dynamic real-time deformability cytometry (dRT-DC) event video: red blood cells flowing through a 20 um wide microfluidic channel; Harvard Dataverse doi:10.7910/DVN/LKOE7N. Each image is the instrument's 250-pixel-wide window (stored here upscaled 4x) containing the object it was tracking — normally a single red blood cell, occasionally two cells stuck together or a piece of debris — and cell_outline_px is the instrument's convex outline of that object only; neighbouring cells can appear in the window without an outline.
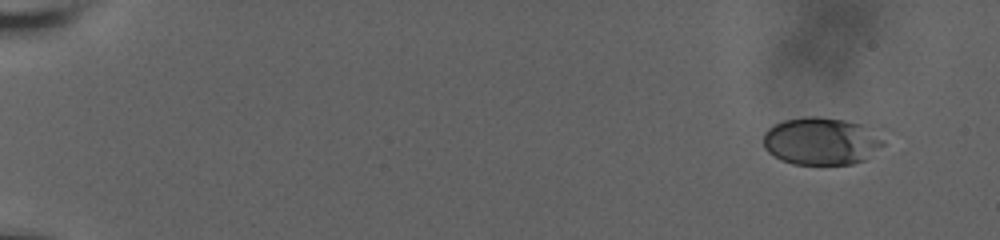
{"species": "human", "species_latin": "Homo sapiens", "temperature_condition": "room temperature", "stored_images_in_passage": 13, "camera_frame_rate_fps": 3000, "um_per_image_px": 0.085, "donor": {"sex": "male"}, "frame": {"image": 1, "passage_image": 1, "time_ms": 0.0, "image_size_px": [1000, 240], "cell_outline_px": [[884, 144], [864, 160], [852, 164], [792, 164], [780, 160], [768, 152], [764, 148], [764, 132], [768, 128], [784, 120], [808, 116], [820, 116], [844, 120], [860, 124], [884, 140]], "centroid_in_image_um": [69.75, 12.0], "position_along_channel_um": 15.3, "area_um2": 32.95}}
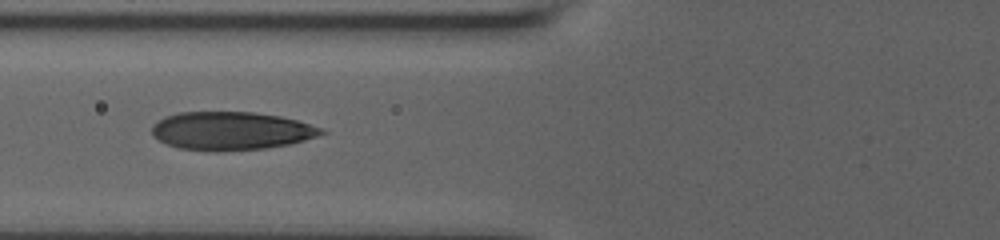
{"frame": {"image": 2, "passage_image": 10, "time_ms": 3.0, "image_size_px": [1000, 240], "cell_outline_px": [[328, 132], [304, 140], [288, 144], [264, 148], [216, 152], [180, 148], [168, 144], [152, 136], [152, 124], [164, 116], [180, 112], [252, 112], [280, 116], [296, 120], [320, 128]], "centroid_in_image_um": [19.6, 11.12], "position_along_channel_um": 106.2, "area_um2": 37.63}}
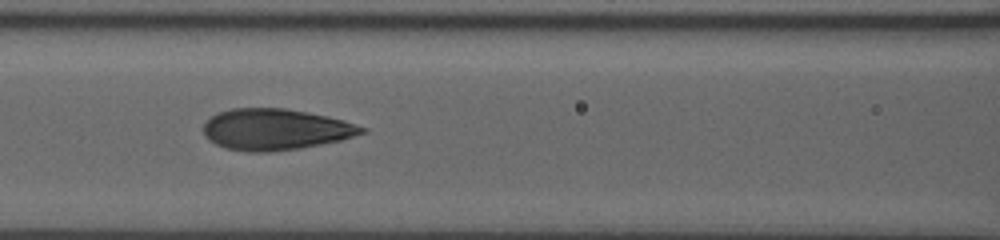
{"frame": {"image": 3, "passage_image": 11, "time_ms": 3.333, "image_size_px": [1000, 240], "cell_outline_px": [[368, 132], [340, 140], [300, 148], [268, 152], [248, 152], [224, 148], [208, 140], [204, 136], [204, 124], [212, 116], [220, 112], [232, 108], [284, 108], [328, 116], [344, 120], [368, 128]], "centroid_in_image_um": [23.43, 11.0], "position_along_channel_um": 143.2, "area_um2": 38.03}}